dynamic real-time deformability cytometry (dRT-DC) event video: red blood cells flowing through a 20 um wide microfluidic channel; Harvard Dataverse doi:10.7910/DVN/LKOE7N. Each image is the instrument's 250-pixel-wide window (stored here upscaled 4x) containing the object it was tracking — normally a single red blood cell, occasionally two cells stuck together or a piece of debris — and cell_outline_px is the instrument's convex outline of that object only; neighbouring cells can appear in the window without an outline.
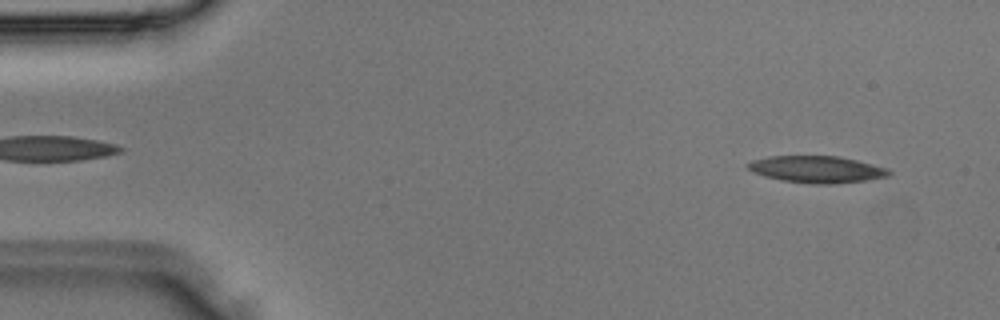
{"species": "Egyptian fruit bat (a non-hibernating species)", "species_latin": "Rousettus aegyptiacus", "temperature_condition": "room temperature", "stored_images_in_passage": 3, "camera_frame_rate_fps": 3000, "um_per_image_px": 0.085, "animal": {"sex": "male"}, "frame": {"image": 1, "passage_image": 3, "time_ms": 0.667, "image_size_px": [1000, 320], "cell_outline_px": [[892, 172], [888, 176], [864, 180], [832, 184], [812, 184], [780, 180], [764, 176], [752, 172], [748, 168], [748, 164], [752, 160], [768, 156], [836, 156], [856, 160], [888, 168]], "centroid_in_image_um": [69.4, 14.39], "position_along_channel_um": 15.6, "area_um2": 21.96}}